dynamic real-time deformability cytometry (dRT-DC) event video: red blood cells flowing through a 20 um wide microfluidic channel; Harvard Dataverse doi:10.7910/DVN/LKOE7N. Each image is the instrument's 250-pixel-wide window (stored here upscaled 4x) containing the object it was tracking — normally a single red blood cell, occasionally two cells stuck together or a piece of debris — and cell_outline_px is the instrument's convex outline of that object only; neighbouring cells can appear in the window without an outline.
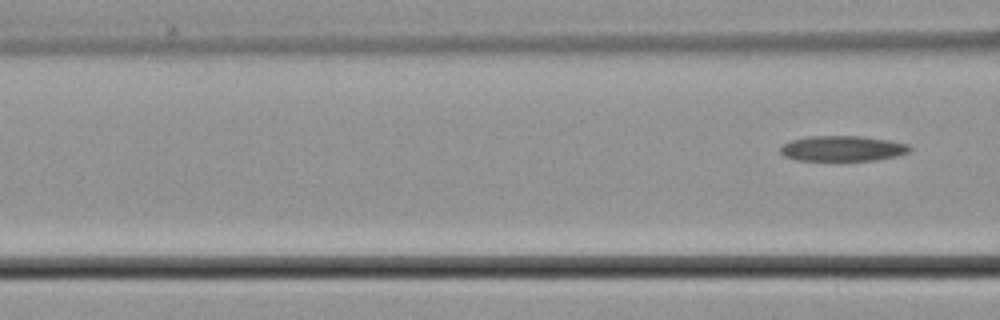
{"species": "common noctule bat (a hibernating species)", "species_latin": "Nyctalus noctula", "temperature_condition": "cold", "stored_images_in_passage": 7, "camera_frame_rate_fps": 3000, "um_per_image_px": 0.085, "animal": {"sex": "male", "body_mass_g": 21.5, "forearm_length_mm": 52.0}, "frame": {"image": 1, "passage_image": 7, "time_ms": 8.333, "image_size_px": [1000, 320], "cell_outline_px": [[912, 148], [908, 152], [896, 156], [876, 160], [796, 160], [784, 156], [780, 152], [780, 148], [784, 144], [792, 140], [808, 136], [860, 136], [888, 140], [908, 144]], "centroid_in_image_um": [71.61, 12.62], "position_along_channel_um": 95.0, "area_um2": 19.02}}